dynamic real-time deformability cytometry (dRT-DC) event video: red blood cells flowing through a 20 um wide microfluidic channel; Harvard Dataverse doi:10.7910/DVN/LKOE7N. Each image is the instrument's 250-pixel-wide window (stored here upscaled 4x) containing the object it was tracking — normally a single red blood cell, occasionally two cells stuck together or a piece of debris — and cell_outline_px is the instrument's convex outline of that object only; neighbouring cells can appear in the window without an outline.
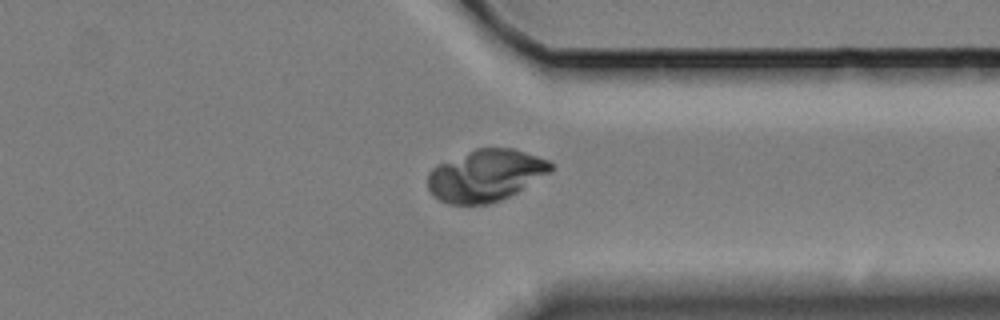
{"species": "Egyptian fruit bat (a non-hibernating species)", "species_latin": "Rousettus aegyptiacus", "temperature_condition": "cold", "stored_images_in_passage": 53, "camera_frame_rate_fps": 3000, "um_per_image_px": 0.085, "animal": {"sex": "female"}, "frame": {"image": 1, "passage_image": 40, "time_ms": 13.0, "image_size_px": [1000, 320], "cell_outline_px": [[552, 172], [516, 192], [500, 200], [488, 204], [448, 204], [432, 196], [428, 188], [428, 172], [432, 168], [440, 164], [476, 148], [512, 148], [548, 160], [552, 164]], "centroid_in_image_um": [41.27, 14.93], "position_along_channel_um": 370.1, "area_um2": 36.82}}
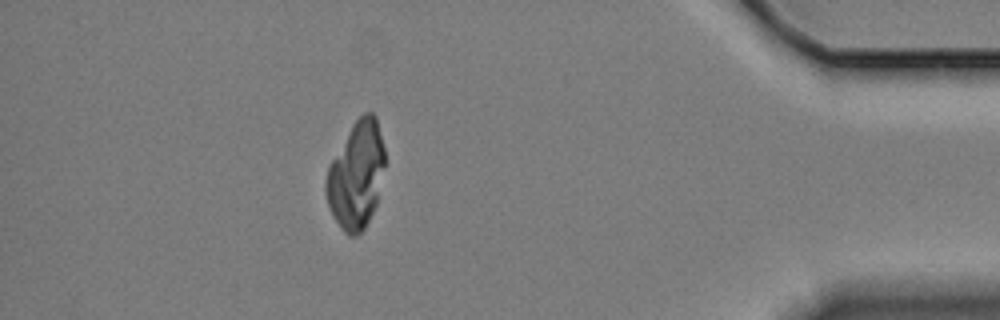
{"frame": {"image": 2, "passage_image": 47, "time_ms": 15.333, "image_size_px": [1000, 320], "cell_outline_px": [[384, 168], [376, 204], [364, 228], [356, 236], [348, 236], [344, 232], [332, 216], [328, 204], [324, 188], [324, 184], [328, 168], [332, 160], [352, 124], [364, 112], [372, 112], [376, 116], [384, 148]], "centroid_in_image_um": [30.27, 14.9], "position_along_channel_um": 404.9, "area_um2": 36.47}}